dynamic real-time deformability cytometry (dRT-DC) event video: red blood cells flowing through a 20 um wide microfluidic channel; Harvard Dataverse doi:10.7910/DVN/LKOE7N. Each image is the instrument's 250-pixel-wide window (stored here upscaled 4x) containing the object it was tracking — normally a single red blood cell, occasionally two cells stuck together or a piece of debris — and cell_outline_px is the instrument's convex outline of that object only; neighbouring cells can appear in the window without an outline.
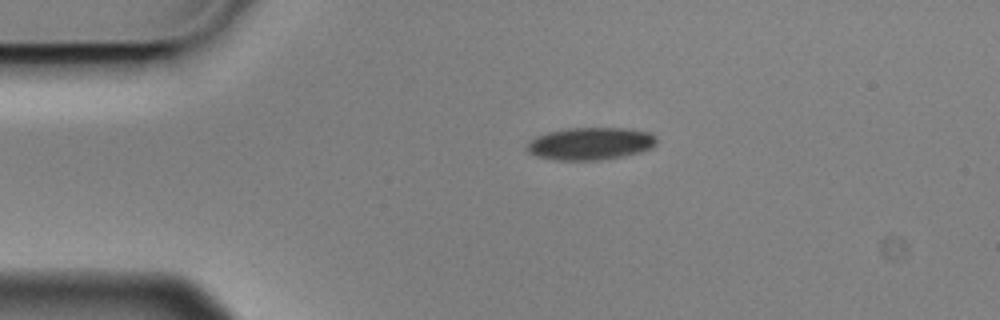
{"species": "Egyptian fruit bat (a non-hibernating species)", "species_latin": "Rousettus aegyptiacus", "temperature_condition": "cold", "stored_images_in_passage": 2, "camera_frame_rate_fps": 3000, "um_per_image_px": 0.085, "animal": {"sex": "male"}, "frame": {"image": 1, "passage_image": 1, "time_ms": 0.0, "image_size_px": [1000, 320], "cell_outline_px": [[656, 144], [652, 148], [640, 152], [624, 156], [596, 160], [556, 160], [540, 156], [528, 152], [528, 144], [536, 136], [548, 132], [568, 128], [628, 128], [652, 132], [656, 136]], "centroid_in_image_um": [50.26, 12.19], "position_along_channel_um": 34.7, "area_um2": 24.45}}